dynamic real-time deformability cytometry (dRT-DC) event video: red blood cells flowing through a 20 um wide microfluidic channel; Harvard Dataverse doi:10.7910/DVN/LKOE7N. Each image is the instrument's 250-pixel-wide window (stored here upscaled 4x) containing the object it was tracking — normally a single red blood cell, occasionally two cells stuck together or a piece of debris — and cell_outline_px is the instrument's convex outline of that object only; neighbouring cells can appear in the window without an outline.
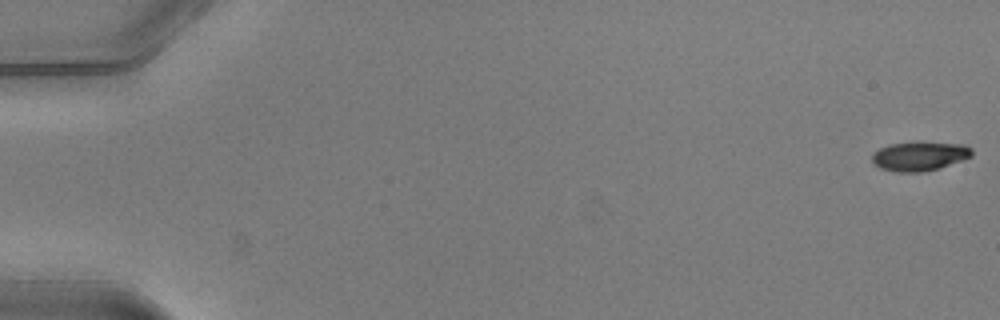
{"species": "common noctule bat (a hibernating species)", "species_latin": "Nyctalus noctula", "temperature_condition": "warm", "stored_images_in_passage": 47, "camera_frame_rate_fps": 3000, "um_per_image_px": 0.085, "animal": {"sex": "male", "body_mass_g": 20.5, "forearm_length_mm": 52.5}, "frame": {"image": 1, "passage_image": 1, "time_ms": 0.0, "image_size_px": [1000, 320], "cell_outline_px": [[972, 156], [940, 168], [924, 172], [892, 172], [880, 168], [872, 160], [872, 152], [888, 144], [964, 144], [972, 148]], "centroid_in_image_um": [78.13, 13.31], "position_along_channel_um": 6.9, "area_um2": 16.47}}
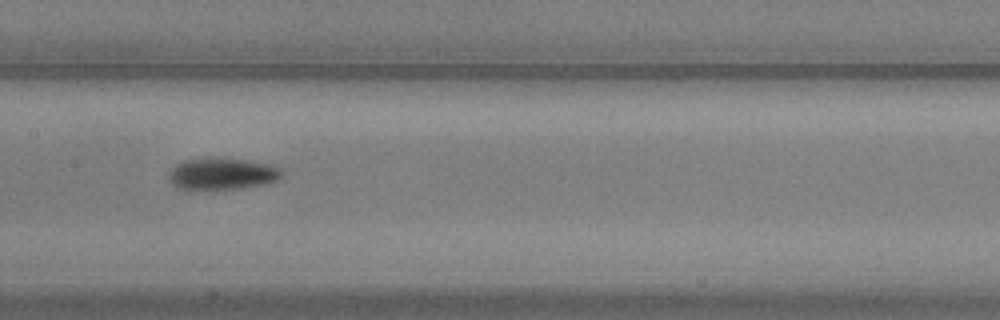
{"frame": {"image": 2, "passage_image": 27, "time_ms": 8.667, "image_size_px": [1000, 320], "cell_outline_px": [[280, 176], [276, 180], [268, 184], [240, 188], [188, 192], [172, 184], [168, 180], [168, 172], [176, 164], [184, 160], [240, 160], [264, 164], [276, 168], [280, 172]], "centroid_in_image_um": [18.74, 14.86], "position_along_channel_um": 188.7, "area_um2": 20.46}}
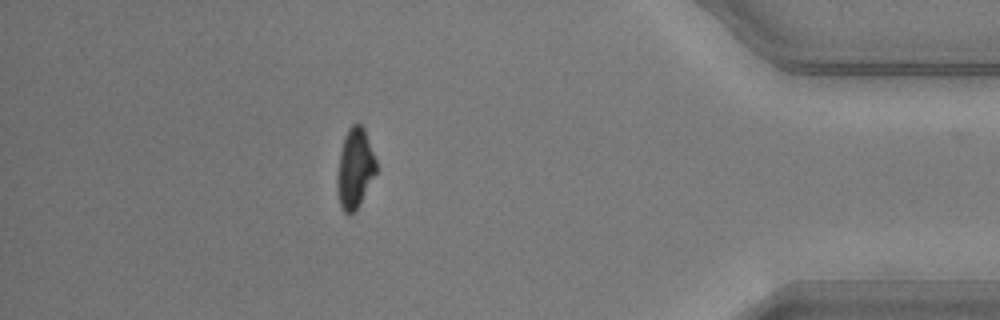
{"frame": {"image": 3, "passage_image": 46, "time_ms": 15.0, "image_size_px": [1000, 320], "cell_outline_px": [[376, 172], [356, 212], [348, 216], [340, 208], [336, 192], [336, 176], [340, 152], [344, 136], [348, 128], [352, 124], [360, 124], [364, 128], [376, 160]], "centroid_in_image_um": [30.13, 14.37], "position_along_channel_um": 405.1, "area_um2": 18.5}}